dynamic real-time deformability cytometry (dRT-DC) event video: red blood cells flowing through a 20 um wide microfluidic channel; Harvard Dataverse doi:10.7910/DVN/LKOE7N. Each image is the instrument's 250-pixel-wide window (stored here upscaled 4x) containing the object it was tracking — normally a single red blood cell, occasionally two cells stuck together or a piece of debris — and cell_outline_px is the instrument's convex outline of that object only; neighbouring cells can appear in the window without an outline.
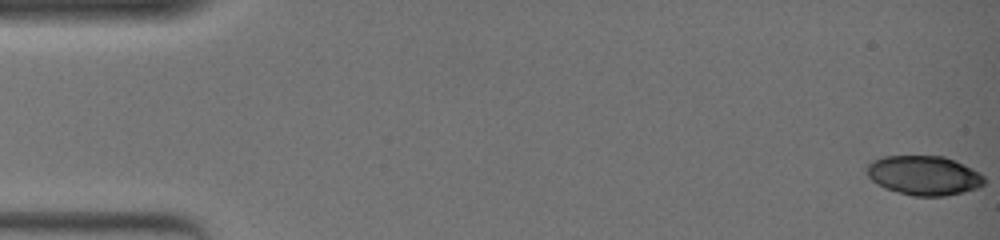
{"species": "common noctule bat (a hibernating species)", "species_latin": "Nyctalus noctula", "temperature_condition": "warm", "stored_images_in_passage": 51, "camera_frame_rate_fps": 3000, "um_per_image_px": 0.085, "animal": {"sex": "female", "body_mass_g": 19.0, "forearm_length_mm": 51.5}, "frame": {"image": 1, "passage_image": 1, "time_ms": 0.0, "image_size_px": [1000, 240], "cell_outline_px": [[984, 184], [980, 188], [964, 192], [944, 196], [912, 196], [884, 188], [872, 180], [868, 176], [864, 168], [872, 160], [884, 156], [944, 156], [964, 164], [980, 172], [984, 176]], "centroid_in_image_um": [78.54, 14.91], "position_along_channel_um": 6.5, "area_um2": 27.22}}
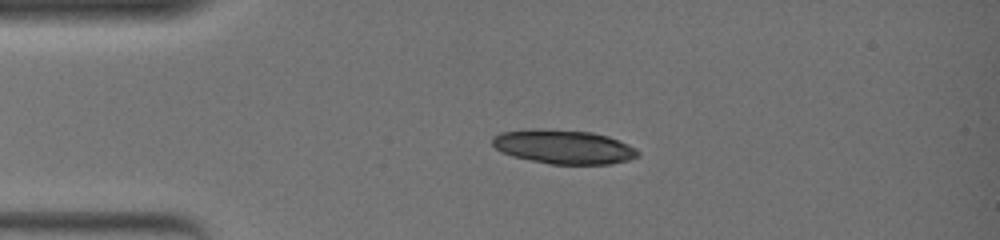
{"frame": {"image": 2, "passage_image": 13, "time_ms": 4.0, "image_size_px": [1000, 240], "cell_outline_px": [[640, 156], [628, 160], [612, 164], [548, 164], [512, 156], [500, 152], [492, 144], [492, 136], [500, 132], [536, 128], [592, 132], [608, 136], [628, 144], [636, 148], [640, 152]], "centroid_in_image_um": [47.9, 12.48], "position_along_channel_um": 37.1, "area_um2": 29.13}}